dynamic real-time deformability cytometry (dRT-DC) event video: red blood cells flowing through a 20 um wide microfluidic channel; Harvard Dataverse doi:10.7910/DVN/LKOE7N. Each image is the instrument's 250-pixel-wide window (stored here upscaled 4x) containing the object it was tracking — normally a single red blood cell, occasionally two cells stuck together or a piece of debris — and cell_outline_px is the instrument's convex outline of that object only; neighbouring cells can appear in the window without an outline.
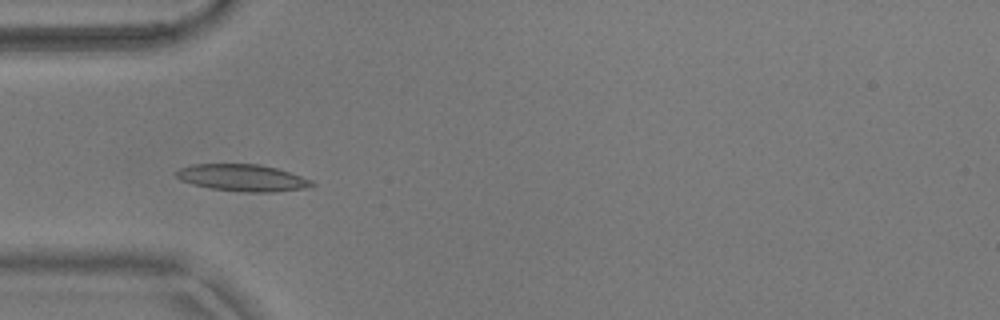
{"species": "common noctule bat (a hibernating species)", "species_latin": "Nyctalus noctula", "temperature_condition": "warm", "stored_images_in_passage": 53, "camera_frame_rate_fps": 3000, "um_per_image_px": 0.085, "animal": {"sex": "male", "body_mass_g": 17.9}, "frame": {"image": 1, "passage_image": 16, "time_ms": 5.0, "image_size_px": [1000, 320], "cell_outline_px": [[316, 184], [308, 188], [272, 192], [248, 192], [208, 188], [192, 184], [180, 180], [176, 176], [176, 172], [180, 168], [192, 164], [260, 164], [276, 168], [312, 180]], "centroid_in_image_um": [20.61, 15.11], "position_along_channel_um": 64.4, "area_um2": 21.21}}
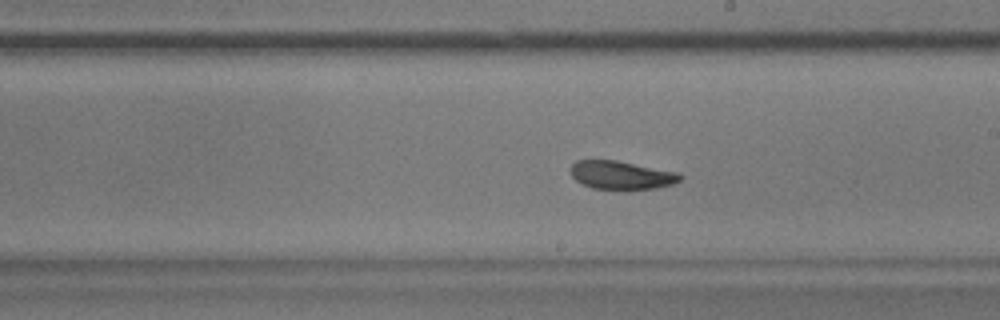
{"frame": {"image": 2, "passage_image": 30, "time_ms": 9.667, "image_size_px": [1000, 320], "cell_outline_px": [[684, 176], [680, 180], [672, 184], [656, 188], [624, 192], [620, 192], [592, 188], [576, 180], [572, 176], [568, 168], [576, 160], [616, 160], [676, 172]], "centroid_in_image_um": [52.79, 14.92], "position_along_channel_um": 236.2, "area_um2": 18.73}}
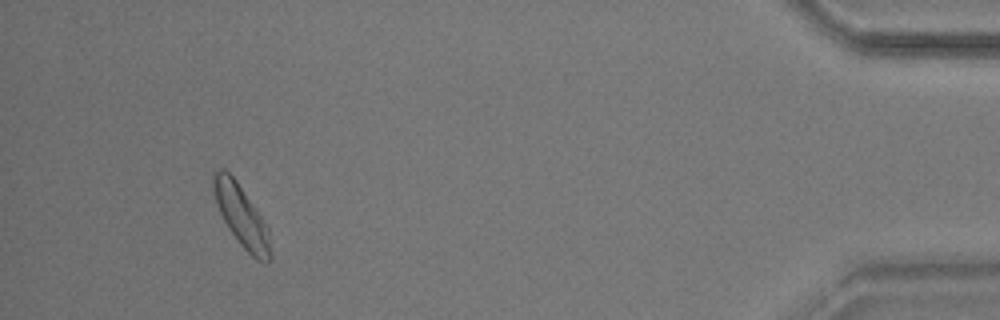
{"frame": {"image": 3, "passage_image": 50, "time_ms": 16.333, "image_size_px": [1000, 320], "cell_outline_px": [[272, 256], [268, 264], [256, 260], [240, 244], [228, 228], [220, 212], [212, 188], [212, 176], [216, 168], [224, 168], [236, 180], [268, 228]], "centroid_in_image_um": [20.52, 18.37], "position_along_channel_um": 414.7, "area_um2": 20.17}, "authors_computed_cell_mechanics": {"area_um2": 19.1896, "velocity_mm_per_s": 3.6903, "shape_relaxation_time_tau1_ms": 4.7911, "shape_relaxation_time_tau2_ms": 3.1904, "deformation_change_tau1": 0.1503, "deformation_change_tau2": 0.0918}}